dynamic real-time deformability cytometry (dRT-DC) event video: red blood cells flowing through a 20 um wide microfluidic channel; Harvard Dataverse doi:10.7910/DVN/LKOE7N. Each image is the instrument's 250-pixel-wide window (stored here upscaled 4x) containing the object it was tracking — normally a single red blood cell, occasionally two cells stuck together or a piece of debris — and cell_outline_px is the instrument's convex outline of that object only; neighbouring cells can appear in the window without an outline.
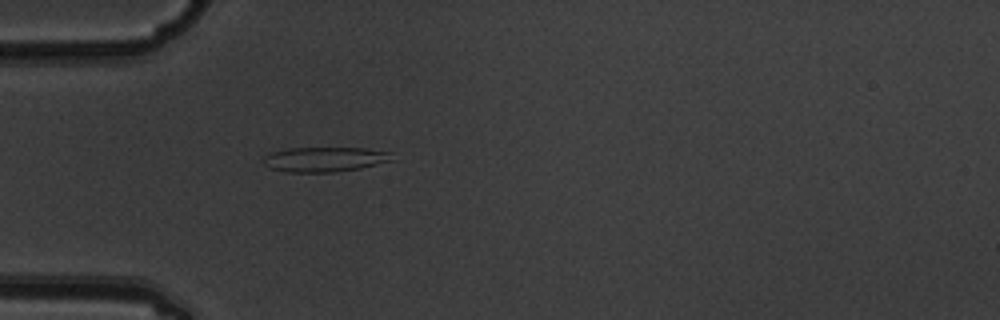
{"species": "common noctule bat (a hibernating species)", "species_latin": "Nyctalus noctula", "temperature_condition": "warm", "stored_images_in_passage": 1, "camera_frame_rate_fps": 3000, "um_per_image_px": 0.085, "animal": {"sex": "male", "body_mass_g": 19.5, "forearm_length_mm": 54.6}, "frame": {"image": 1, "passage_image": 1, "time_ms": 0.0, "image_size_px": [1000, 320], "cell_outline_px": [[396, 160], [360, 168], [332, 172], [288, 172], [272, 168], [264, 164], [264, 156], [272, 152], [288, 148], [364, 148], [392, 152]], "centroid_in_image_um": [27.67, 13.54], "position_along_channel_um": 57.3, "area_um2": 18.61}}